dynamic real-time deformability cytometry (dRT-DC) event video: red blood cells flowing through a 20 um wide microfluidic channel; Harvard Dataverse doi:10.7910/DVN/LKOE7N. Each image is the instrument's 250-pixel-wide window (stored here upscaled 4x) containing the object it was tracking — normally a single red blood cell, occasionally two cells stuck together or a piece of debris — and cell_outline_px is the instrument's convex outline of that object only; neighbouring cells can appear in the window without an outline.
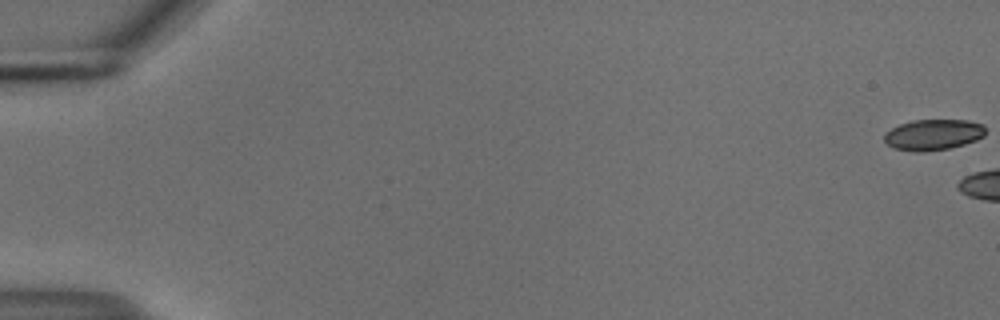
{"species": "common noctule bat (a hibernating species)", "species_latin": "Nyctalus noctula", "temperature_condition": "cold", "stored_images_in_passage": 5, "camera_frame_rate_fps": 3000, "um_per_image_px": 0.085, "animal": {"sex": "male", "body_mass_g": 18.8}, "frame": {"image": 1, "passage_image": 1, "time_ms": 0.0, "image_size_px": [1000, 320], "cell_outline_px": [[984, 136], [976, 140], [964, 144], [948, 148], [924, 152], [916, 152], [892, 148], [884, 140], [884, 136], [892, 128], [900, 124], [912, 120], [968, 120], [984, 124]], "centroid_in_image_um": [79.33, 11.45], "position_along_channel_um": 5.7, "area_um2": 18.15}}